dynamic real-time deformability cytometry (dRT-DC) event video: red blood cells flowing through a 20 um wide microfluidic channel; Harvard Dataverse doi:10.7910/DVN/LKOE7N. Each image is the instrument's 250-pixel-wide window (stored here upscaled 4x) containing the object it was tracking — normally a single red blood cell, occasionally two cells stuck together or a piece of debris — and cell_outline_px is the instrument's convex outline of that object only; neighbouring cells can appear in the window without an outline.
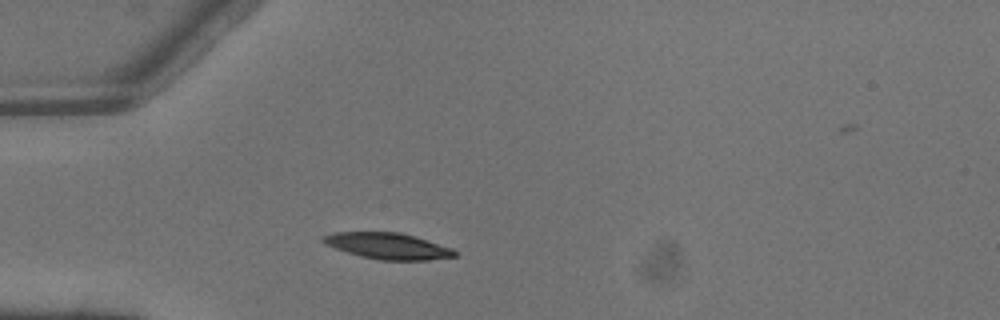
{"species": "common noctule bat (a hibernating species)", "species_latin": "Nyctalus noctula", "temperature_condition": "warm", "stored_images_in_passage": 2, "camera_frame_rate_fps": 3000, "um_per_image_px": 0.085, "animal": {"sex": "male", "body_mass_g": 13.3}, "frame": {"image": 1, "passage_image": 1, "time_ms": 0.0, "image_size_px": [1000, 320], "cell_outline_px": [[456, 256], [428, 260], [380, 260], [360, 256], [324, 244], [320, 240], [320, 236], [332, 232], [400, 232], [416, 236], [452, 248], [456, 252]], "centroid_in_image_um": [32.93, 20.89], "position_along_channel_um": 52.1, "area_um2": 20.17}}